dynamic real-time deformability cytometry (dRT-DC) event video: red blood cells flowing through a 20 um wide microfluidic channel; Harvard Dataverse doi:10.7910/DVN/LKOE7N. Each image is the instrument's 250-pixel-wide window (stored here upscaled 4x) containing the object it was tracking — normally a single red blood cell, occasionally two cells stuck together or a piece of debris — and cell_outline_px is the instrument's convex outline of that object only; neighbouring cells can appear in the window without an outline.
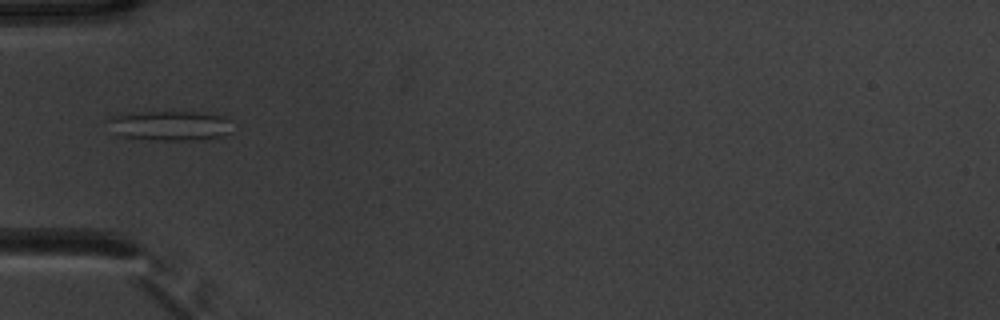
{"species": "common noctule bat (a hibernating species)", "species_latin": "Nyctalus noctula", "temperature_condition": "warm", "stored_images_in_passage": 36, "camera_frame_rate_fps": 3000, "um_per_image_px": 0.085, "animal": {"sex": "male", "body_mass_g": 20.1, "forearm_length_mm": 53.5}, "frame": {"image": 1, "passage_image": 1, "time_ms": 0.0, "image_size_px": [1000, 320], "cell_outline_px": [[232, 132], [224, 136], [192, 140], [156, 140], [120, 136], [112, 132], [108, 120], [112, 116], [140, 112], [196, 112], [224, 116], [228, 120]], "centroid_in_image_um": [14.45, 10.69], "position_along_channel_um": 70.5, "area_um2": 21.44}}
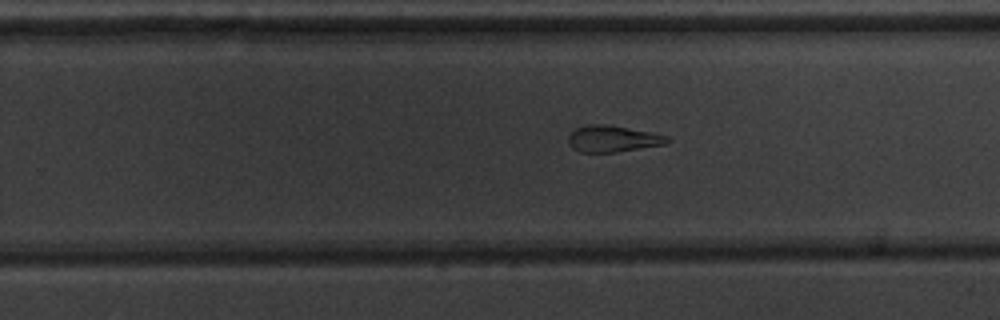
{"frame": {"image": 2, "passage_image": 17, "time_ms": 5.333, "image_size_px": [1000, 320], "cell_outline_px": [[672, 140], [664, 144], [616, 152], [580, 152], [572, 148], [568, 144], [568, 136], [576, 128], [588, 124], [604, 124], [652, 132], [668, 136]], "centroid_in_image_um": [52.07, 11.79], "position_along_channel_um": 277.7, "area_um2": 15.2}}
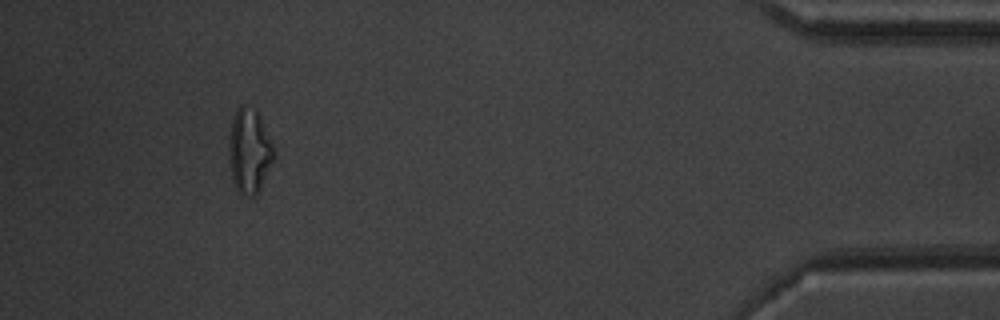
{"frame": {"image": 3, "passage_image": 32, "time_ms": 10.333, "image_size_px": [1000, 320], "cell_outline_px": [[276, 156], [260, 192], [256, 196], [248, 196], [240, 192], [236, 188], [232, 180], [228, 148], [232, 116], [236, 108], [240, 104], [244, 104], [256, 112], [260, 120]], "centroid_in_image_um": [21.17, 12.89], "position_along_channel_um": 414.0, "area_um2": 22.02}, "authors_computed_cell_mechanics": {"area_um2": 16.9932, "velocity_mm_per_s": 3.884, "shape_relaxation_time_tau1_ms": null, "shape_relaxation_time_tau2_ms": 3.0629, "deformation_change_tau1": null, "deformation_change_tau2": 0.1377}}